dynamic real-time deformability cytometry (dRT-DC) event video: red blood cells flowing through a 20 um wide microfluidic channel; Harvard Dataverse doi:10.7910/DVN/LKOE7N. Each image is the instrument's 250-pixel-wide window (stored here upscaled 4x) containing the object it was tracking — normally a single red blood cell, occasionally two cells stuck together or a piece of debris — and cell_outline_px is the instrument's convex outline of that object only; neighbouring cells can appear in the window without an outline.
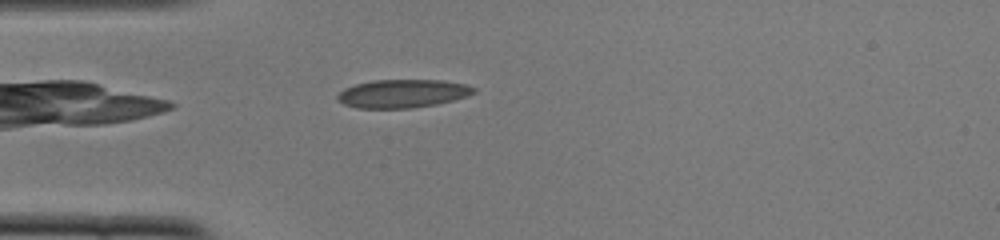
{"species": "common noctule bat (a hibernating species)", "species_latin": "Nyctalus noctula", "temperature_condition": "cold", "stored_images_in_passage": 40, "camera_frame_rate_fps": 3000, "um_per_image_px": 0.085, "animal": {"sex": "female", "body_mass_g": 22.0, "forearm_length_mm": 56.7}, "frame": {"image": 1, "passage_image": 2, "time_ms": 0.333, "image_size_px": [1000, 240], "cell_outline_px": [[476, 92], [452, 100], [436, 104], [412, 108], [356, 108], [344, 104], [336, 100], [336, 96], [344, 88], [356, 84], [372, 80], [444, 80], [464, 84], [476, 88]], "centroid_in_image_um": [34.18, 7.95], "position_along_channel_um": 50.8, "area_um2": 22.43}}
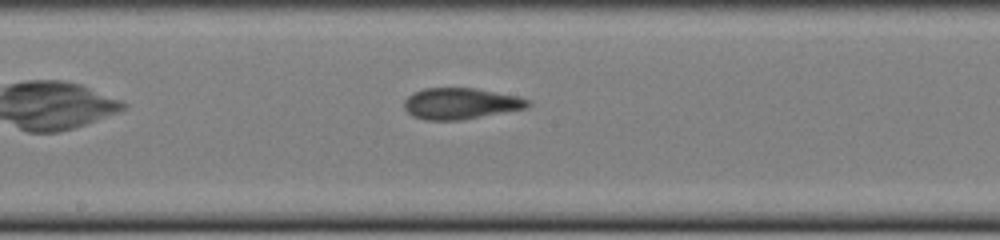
{"frame": {"image": 2, "passage_image": 15, "time_ms": 4.667, "image_size_px": [1000, 240], "cell_outline_px": [[532, 104], [528, 108], [460, 120], [424, 120], [412, 116], [404, 108], [404, 100], [412, 92], [424, 88], [476, 88], [520, 96], [532, 100]], "centroid_in_image_um": [39.19, 8.79], "position_along_channel_um": 209.0, "area_um2": 22.83}}
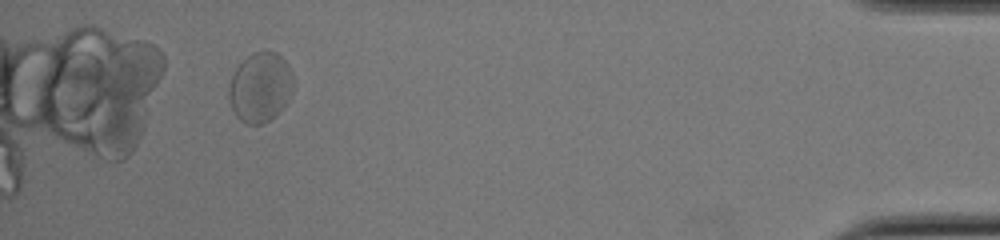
{"frame": {"image": 3, "passage_image": 36, "time_ms": 11.667, "image_size_px": [1000, 240], "cell_outline_px": [[292, 92], [288, 100], [280, 112], [276, 116], [260, 124], [244, 124], [232, 112], [228, 92], [228, 84], [236, 68], [252, 52], [276, 52], [288, 64], [292, 76]], "centroid_in_image_um": [22.1, 7.45], "position_along_channel_um": 413.1, "area_um2": 26.18}, "authors_computed_cell_mechanics": {"area_um2": 22.542, "velocity_mm_per_s": 3.8385, "shape_relaxation_time_tau1_ms": 4.611, "shape_relaxation_time_tau2_ms": null, "deformation_change_tau1": 0.1024, "deformation_change_tau2": null}}